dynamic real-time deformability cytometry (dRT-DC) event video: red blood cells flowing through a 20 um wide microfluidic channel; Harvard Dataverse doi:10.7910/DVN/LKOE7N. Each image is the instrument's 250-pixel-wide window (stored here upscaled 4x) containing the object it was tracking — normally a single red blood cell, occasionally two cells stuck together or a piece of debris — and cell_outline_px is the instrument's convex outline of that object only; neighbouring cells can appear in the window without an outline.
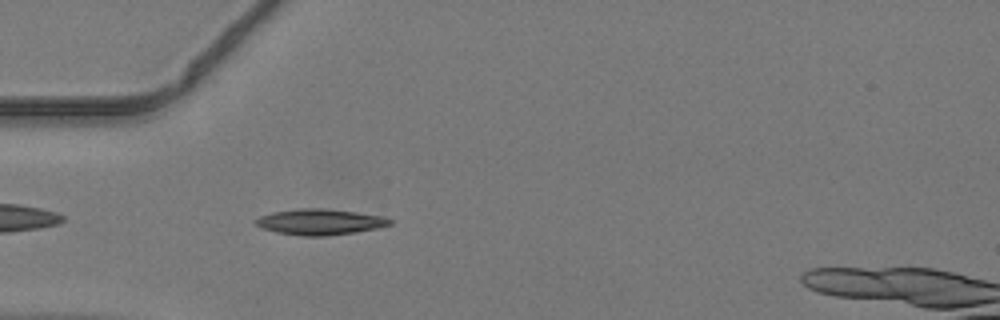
{"species": "common noctule bat (a hibernating species)", "species_latin": "Nyctalus noctula", "temperature_condition": "warm", "stored_images_in_passage": 36, "camera_frame_rate_fps": 3000, "um_per_image_px": 0.085, "animal": {"sex": "male", "body_mass_g": 19.2, "forearm_length_mm": 51.8}, "frame": {"image": 1, "passage_image": 3, "time_ms": 0.667, "image_size_px": [1000, 320], "cell_outline_px": [[392, 224], [376, 228], [328, 236], [300, 236], [276, 232], [260, 228], [252, 220], [260, 216], [272, 212], [300, 208], [320, 208], [356, 212], [384, 216], [392, 220]], "centroid_in_image_um": [27.15, 18.86], "position_along_channel_um": 57.9, "area_um2": 20.23}}
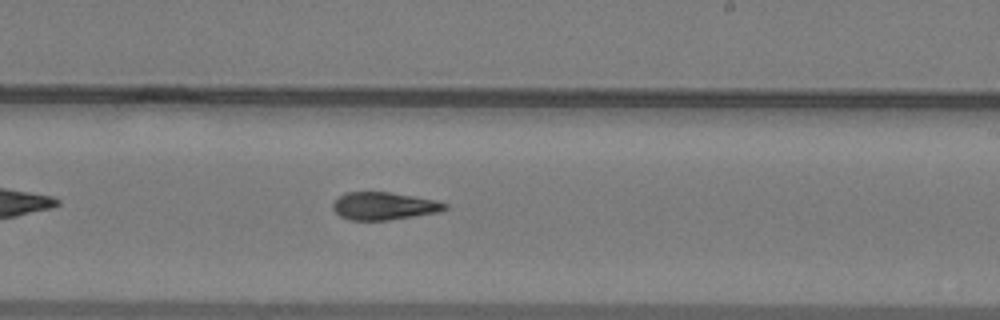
{"frame": {"image": 2, "passage_image": 17, "time_ms": 5.333, "image_size_px": [1000, 320], "cell_outline_px": [[448, 208], [440, 212], [388, 220], [348, 220], [340, 216], [332, 208], [332, 204], [344, 192], [388, 192], [412, 196], [432, 200], [448, 204]], "centroid_in_image_um": [32.61, 17.52], "position_along_channel_um": 256.4, "area_um2": 17.92}}
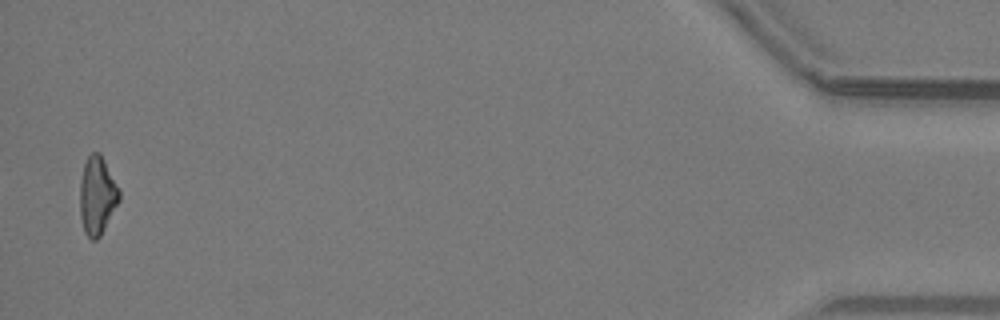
{"frame": {"image": 3, "passage_image": 35, "time_ms": 11.333, "image_size_px": [1000, 320], "cell_outline_px": [[120, 200], [100, 236], [96, 240], [92, 240], [84, 232], [80, 216], [80, 184], [84, 164], [88, 156], [92, 152], [100, 152], [120, 192]], "centroid_in_image_um": [8.25, 16.64], "position_along_channel_um": 426.9, "area_um2": 17.69}}